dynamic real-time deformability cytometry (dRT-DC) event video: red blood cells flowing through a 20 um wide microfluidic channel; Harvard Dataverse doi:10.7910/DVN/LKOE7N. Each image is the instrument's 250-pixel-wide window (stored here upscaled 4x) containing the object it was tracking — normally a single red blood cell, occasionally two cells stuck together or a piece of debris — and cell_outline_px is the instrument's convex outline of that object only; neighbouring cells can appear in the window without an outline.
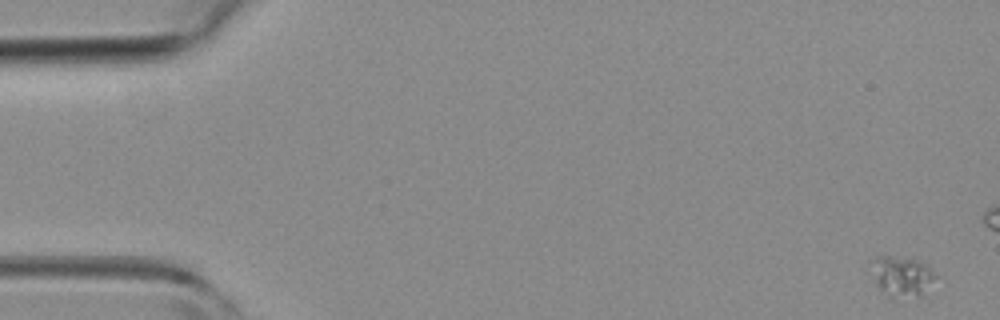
{"species": "common noctule bat (a hibernating species)", "species_latin": "Nyctalus noctula", "temperature_condition": "room temperature", "stored_images_in_passage": 4, "camera_frame_rate_fps": 3000, "um_per_image_px": 0.085, "animal": {"sex": "female", "body_mass_g": 19.3, "forearm_length_mm": 54.1}, "frame": {"image": 1, "passage_image": 1, "time_ms": 0.0, "image_size_px": [1000, 320], "cell_outline_px": [[940, 276], [920, 296], [892, 300], [888, 300], [880, 292], [876, 284], [868, 260], [876, 256], [888, 256], [920, 260], [932, 268]], "centroid_in_image_um": [76.64, 23.52], "position_along_channel_um": 8.4, "area_um2": 16.07}}